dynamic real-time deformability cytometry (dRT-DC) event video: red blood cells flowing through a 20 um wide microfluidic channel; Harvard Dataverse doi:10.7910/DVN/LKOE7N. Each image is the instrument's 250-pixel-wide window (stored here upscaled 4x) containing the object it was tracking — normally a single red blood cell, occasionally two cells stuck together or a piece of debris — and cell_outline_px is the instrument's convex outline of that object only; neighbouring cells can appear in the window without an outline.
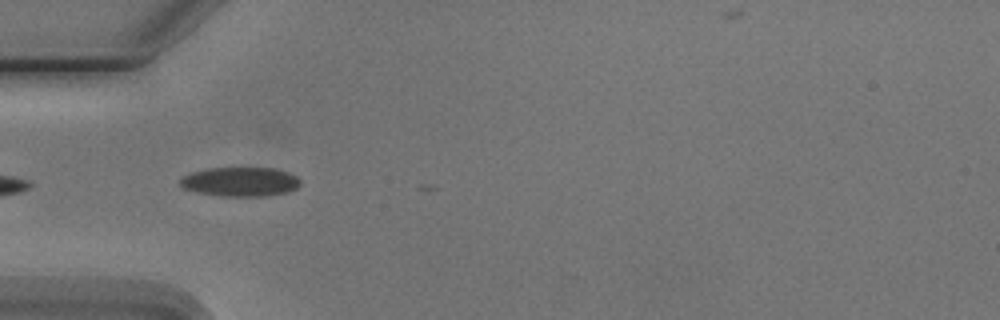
{"species": "Egyptian fruit bat (a non-hibernating species)", "species_latin": "Rousettus aegyptiacus", "temperature_condition": "cold", "stored_images_in_passage": 5, "camera_frame_rate_fps": 3000, "um_per_image_px": 0.085, "animal": {"sex": "male"}, "frame": {"image": 1, "passage_image": 5, "time_ms": 5.0, "image_size_px": [1000, 320], "cell_outline_px": [[300, 184], [296, 188], [288, 192], [268, 196], [220, 196], [196, 192], [184, 188], [180, 184], [180, 180], [184, 176], [192, 172], [208, 168], [276, 168], [288, 172], [296, 176], [300, 180]], "centroid_in_image_um": [20.45, 15.45], "position_along_channel_um": 64.6, "area_um2": 20.52}}